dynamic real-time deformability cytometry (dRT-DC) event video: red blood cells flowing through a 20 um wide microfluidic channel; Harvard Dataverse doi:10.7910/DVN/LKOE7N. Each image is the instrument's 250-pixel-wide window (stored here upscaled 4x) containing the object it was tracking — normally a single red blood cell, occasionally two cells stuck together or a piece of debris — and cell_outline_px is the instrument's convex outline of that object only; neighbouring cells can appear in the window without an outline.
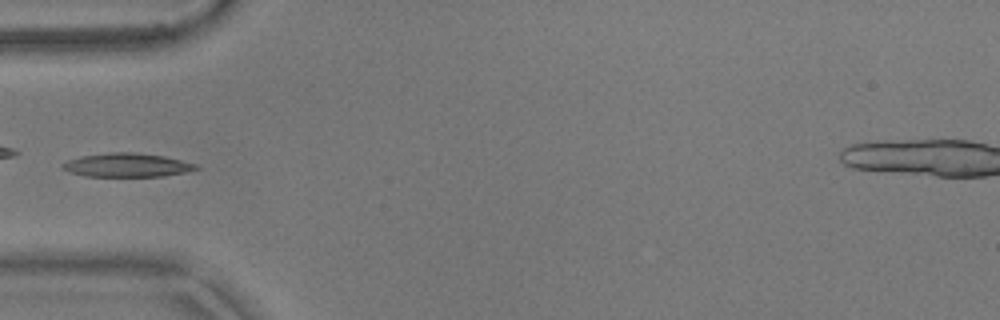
{"species": "common noctule bat (a hibernating species)", "species_latin": "Nyctalus noctula", "temperature_condition": "warm", "stored_images_in_passage": 38, "camera_frame_rate_fps": 3000, "um_per_image_px": 0.085, "animal": {"sex": "male", "body_mass_g": 17.9}, "frame": {"image": 1, "passage_image": 1, "time_ms": 0.0, "image_size_px": [1000, 320], "cell_outline_px": [[200, 168], [188, 172], [164, 176], [84, 176], [68, 172], [60, 168], [60, 164], [68, 160], [80, 156], [108, 152], [136, 152], [164, 156], [196, 164]], "centroid_in_image_um": [10.75, 14.03], "position_along_channel_um": 74.2, "area_um2": 18.67}}
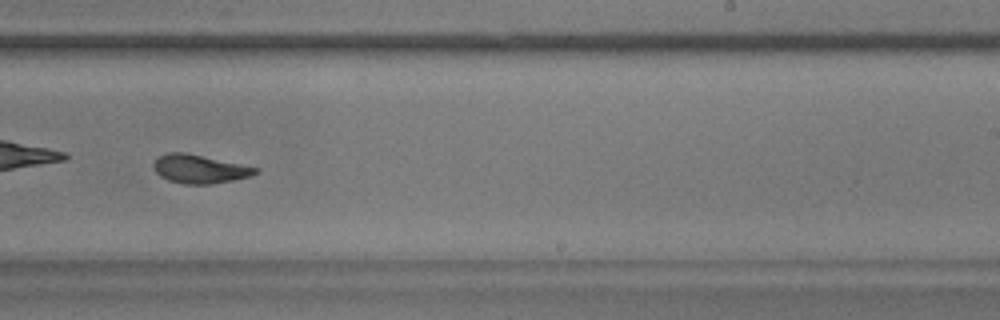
{"frame": {"image": 2, "passage_image": 17, "time_ms": 5.333, "image_size_px": [1000, 320], "cell_outline_px": [[260, 172], [252, 176], [232, 180], [208, 184], [184, 184], [168, 180], [160, 176], [156, 172], [152, 164], [160, 156], [168, 152], [184, 152], [260, 168]], "centroid_in_image_um": [16.98, 14.36], "position_along_channel_um": 272.0, "area_um2": 16.88}}